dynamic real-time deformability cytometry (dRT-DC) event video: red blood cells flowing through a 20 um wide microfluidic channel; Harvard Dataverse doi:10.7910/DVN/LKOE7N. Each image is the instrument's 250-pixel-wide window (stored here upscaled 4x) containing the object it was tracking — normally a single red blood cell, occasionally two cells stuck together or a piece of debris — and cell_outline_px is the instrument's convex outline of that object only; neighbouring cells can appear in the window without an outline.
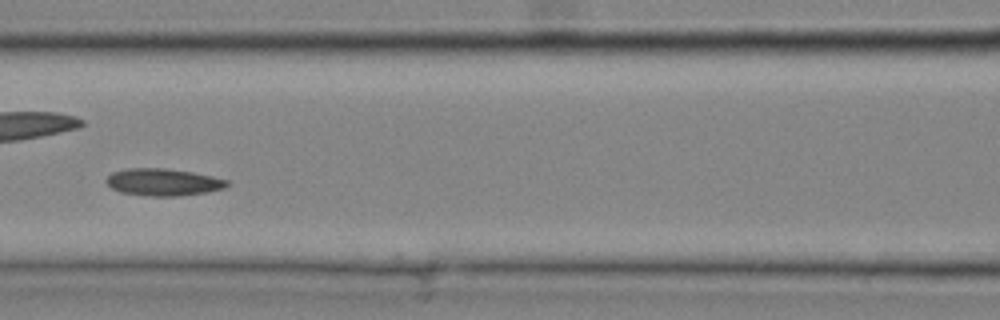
{"species": "common noctule bat (a hibernating species)", "species_latin": "Nyctalus noctula", "temperature_condition": "cold", "stored_images_in_passage": 27, "camera_frame_rate_fps": 3000, "um_per_image_px": 0.085, "animal": {"sex": "male", "body_mass_g": 20.4}, "frame": {"image": 1, "passage_image": 8, "time_ms": 2.333, "image_size_px": [1000, 320], "cell_outline_px": [[228, 184], [224, 188], [204, 192], [176, 196], [148, 196], [120, 192], [112, 188], [104, 180], [112, 172], [128, 168], [168, 168], [192, 172], [212, 176], [228, 180]], "centroid_in_image_um": [13.83, 15.47], "position_along_channel_um": 152.8, "area_um2": 19.02}}